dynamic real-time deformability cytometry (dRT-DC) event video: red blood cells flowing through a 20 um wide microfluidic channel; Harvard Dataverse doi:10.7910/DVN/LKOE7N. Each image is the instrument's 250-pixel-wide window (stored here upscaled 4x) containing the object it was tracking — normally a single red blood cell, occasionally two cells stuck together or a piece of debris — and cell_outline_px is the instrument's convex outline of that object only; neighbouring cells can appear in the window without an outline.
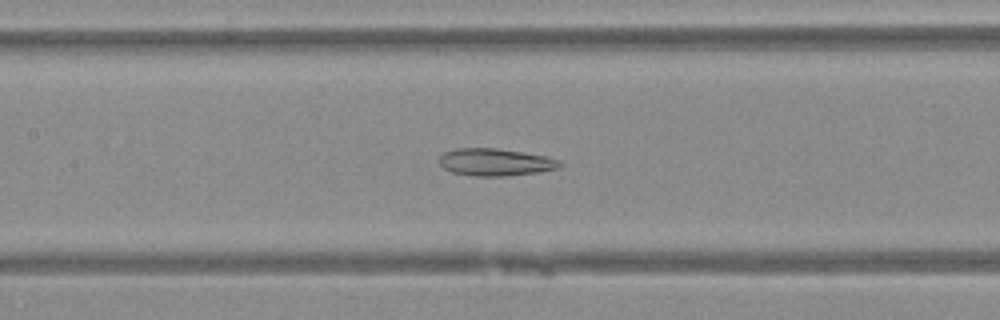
{"species": "Egyptian fruit bat (a non-hibernating species)", "species_latin": "Rousettus aegyptiacus", "temperature_condition": "warm", "stored_images_in_passage": 26, "camera_frame_rate_fps": 3000, "um_per_image_px": 0.085, "animal": {"sex": "female"}, "frame": {"image": 1, "passage_image": 8, "time_ms": 2.333, "image_size_px": [1000, 320], "cell_outline_px": [[564, 164], [560, 168], [540, 172], [504, 176], [476, 176], [452, 172], [444, 168], [440, 164], [440, 156], [444, 152], [456, 148], [496, 148], [544, 156], [560, 160]], "centroid_in_image_um": [42.13, 13.79], "position_along_channel_um": 165.3, "area_um2": 19.13}}
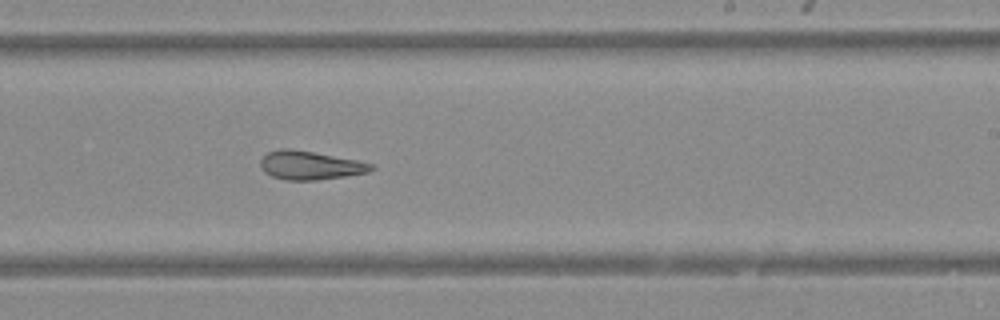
{"frame": {"image": 2, "passage_image": 15, "time_ms": 4.667, "image_size_px": [1000, 320], "cell_outline_px": [[376, 168], [368, 172], [344, 176], [316, 180], [288, 180], [272, 176], [264, 172], [260, 164], [260, 160], [268, 152], [280, 148], [292, 148], [356, 160], [372, 164]], "centroid_in_image_um": [26.33, 14.04], "position_along_channel_um": 262.7, "area_um2": 18.32}}
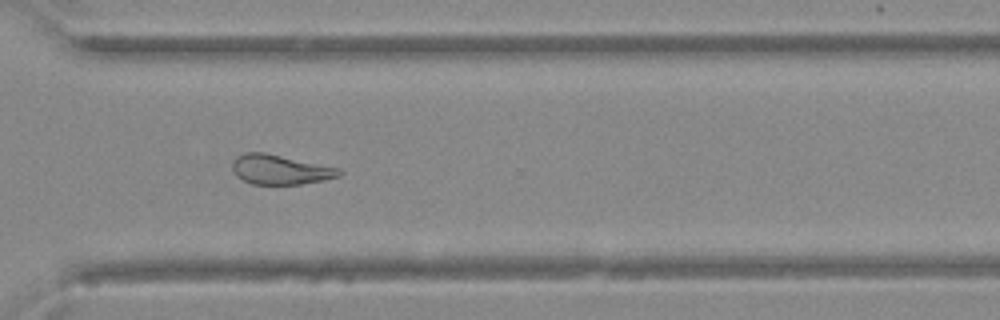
{"frame": {"image": 3, "passage_image": 21, "time_ms": 6.667, "image_size_px": [1000, 320], "cell_outline_px": [[344, 172], [340, 176], [324, 180], [300, 184], [252, 184], [240, 180], [236, 176], [232, 168], [232, 160], [236, 156], [244, 152], [264, 152], [340, 168]], "centroid_in_image_um": [23.79, 14.41], "position_along_channel_um": 346.8, "area_um2": 18.67}}